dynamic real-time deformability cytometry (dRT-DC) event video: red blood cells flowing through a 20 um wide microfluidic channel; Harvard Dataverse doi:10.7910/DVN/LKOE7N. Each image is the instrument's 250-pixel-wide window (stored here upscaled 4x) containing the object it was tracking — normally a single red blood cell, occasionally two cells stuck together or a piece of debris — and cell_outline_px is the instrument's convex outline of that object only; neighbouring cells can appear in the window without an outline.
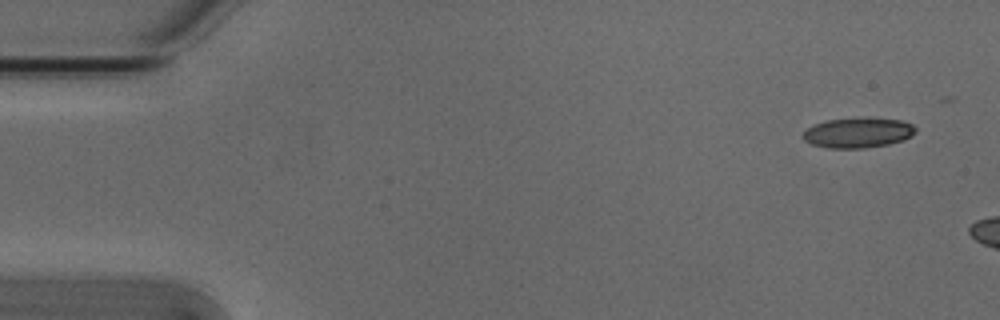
{"species": "Egyptian fruit bat (a non-hibernating species)", "species_latin": "Rousettus aegyptiacus", "temperature_condition": "cold", "stored_images_in_passage": 3, "camera_frame_rate_fps": 3000, "um_per_image_px": 0.085, "animal": {"sex": "male"}, "frame": {"image": 1, "passage_image": 1, "time_ms": 0.0, "image_size_px": [1000, 320], "cell_outline_px": [[916, 132], [912, 136], [904, 140], [888, 144], [864, 148], [828, 148], [812, 144], [804, 140], [804, 132], [808, 128], [816, 124], [828, 120], [856, 116], [900, 120], [912, 124], [916, 128]], "centroid_in_image_um": [72.97, 11.26], "position_along_channel_um": 12.0, "area_um2": 19.94}}